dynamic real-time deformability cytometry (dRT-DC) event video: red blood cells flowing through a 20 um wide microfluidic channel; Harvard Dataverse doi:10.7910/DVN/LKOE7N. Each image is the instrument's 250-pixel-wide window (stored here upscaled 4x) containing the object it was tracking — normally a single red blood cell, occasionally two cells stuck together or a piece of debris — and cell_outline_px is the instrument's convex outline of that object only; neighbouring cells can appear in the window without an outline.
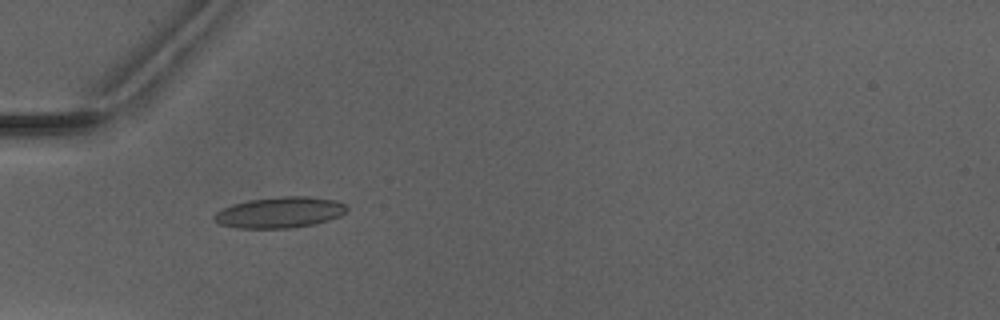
{"species": "Egyptian fruit bat (a non-hibernating species)", "species_latin": "Rousettus aegyptiacus", "temperature_condition": "warm", "stored_images_in_passage": 6, "camera_frame_rate_fps": 3000, "um_per_image_px": 0.085, "animal": {"sex": "male"}, "frame": {"image": 1, "passage_image": 5, "time_ms": 5.333, "image_size_px": [1000, 320], "cell_outline_px": [[348, 212], [340, 216], [328, 220], [312, 224], [292, 228], [240, 228], [220, 224], [212, 220], [212, 216], [216, 212], [232, 204], [248, 200], [280, 196], [308, 196], [336, 200], [344, 204], [348, 208]], "centroid_in_image_um": [23.78, 18.05], "position_along_channel_um": 61.2, "area_um2": 24.04}}